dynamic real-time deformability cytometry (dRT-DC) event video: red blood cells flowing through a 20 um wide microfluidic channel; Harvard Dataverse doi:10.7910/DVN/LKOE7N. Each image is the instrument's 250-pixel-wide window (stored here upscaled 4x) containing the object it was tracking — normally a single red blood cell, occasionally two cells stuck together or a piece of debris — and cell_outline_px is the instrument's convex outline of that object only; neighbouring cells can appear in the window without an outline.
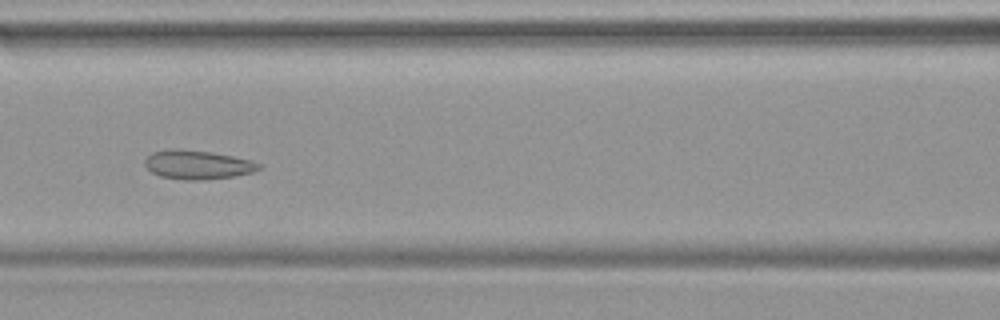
{"species": "common noctule bat (a hibernating species)", "species_latin": "Nyctalus noctula", "temperature_condition": "warm", "stored_images_in_passage": 33, "camera_frame_rate_fps": 3000, "um_per_image_px": 0.085, "animal": {"sex": "female", "body_mass_g": 19.9}, "frame": {"image": 1, "passage_image": 10, "time_ms": 3.0, "image_size_px": [1000, 320], "cell_outline_px": [[260, 168], [252, 172], [232, 176], [200, 180], [184, 180], [160, 176], [152, 172], [144, 164], [144, 160], [152, 152], [172, 148], [180, 148], [212, 152], [252, 160], [260, 164]], "centroid_in_image_um": [16.76, 13.98], "position_along_channel_um": 149.8, "area_um2": 19.19}}
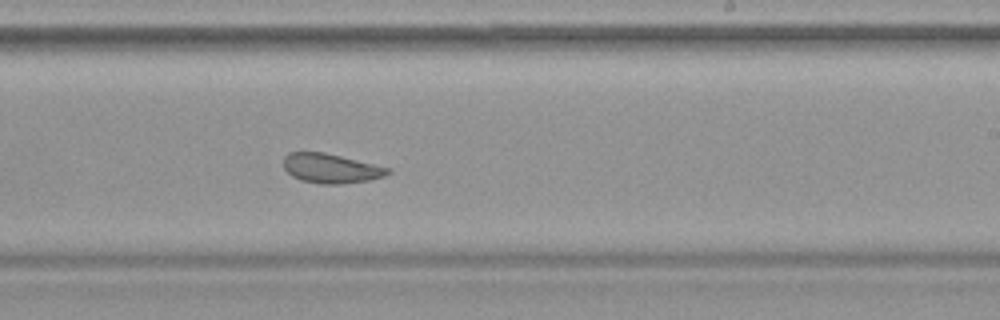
{"frame": {"image": 2, "passage_image": 18, "time_ms": 5.667, "image_size_px": [1000, 320], "cell_outline_px": [[392, 172], [384, 176], [372, 180], [340, 184], [320, 184], [300, 180], [292, 176], [284, 168], [284, 156], [288, 152], [324, 152], [392, 168]], "centroid_in_image_um": [28.16, 14.32], "position_along_channel_um": 260.8, "area_um2": 18.09}}
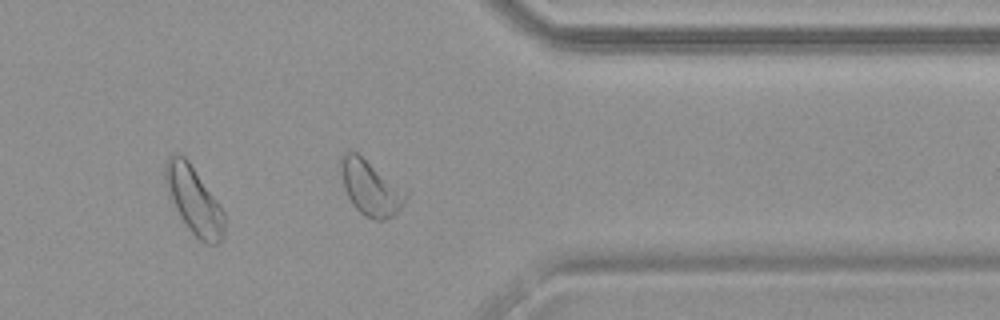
{"frame": {"image": 3, "passage_image": 27, "time_ms": 8.667, "image_size_px": [1000, 320], "cell_outline_px": [[408, 196], [400, 208], [392, 216], [384, 220], [376, 220], [364, 216], [352, 204], [344, 188], [340, 168], [340, 156], [344, 152], [356, 152], [408, 192]], "centroid_in_image_um": [31.48, 15.97], "position_along_channel_um": 379.9, "area_um2": 20.58}}